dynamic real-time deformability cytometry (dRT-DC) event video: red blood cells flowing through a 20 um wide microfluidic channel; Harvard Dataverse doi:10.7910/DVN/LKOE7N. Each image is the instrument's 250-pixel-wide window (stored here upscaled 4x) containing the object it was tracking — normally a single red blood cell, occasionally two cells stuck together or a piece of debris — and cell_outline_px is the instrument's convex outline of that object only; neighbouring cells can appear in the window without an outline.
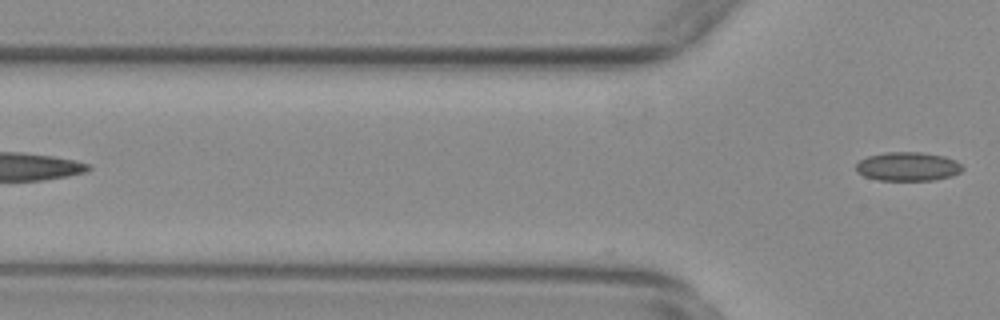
{"species": "common noctule bat (a hibernating species)", "species_latin": "Nyctalus noctula", "temperature_condition": "warm", "stored_images_in_passage": 3, "camera_frame_rate_fps": 3000, "um_per_image_px": 0.085, "animal": {"sex": "female", "body_mass_g": 29.2, "forearm_length_mm": 56.3}, "frame": {"image": 1, "passage_image": 3, "time_ms": 0.667, "image_size_px": [1000, 320], "cell_outline_px": [[964, 168], [960, 172], [952, 176], [932, 180], [880, 180], [864, 176], [856, 172], [856, 164], [860, 160], [868, 156], [884, 152], [924, 152], [944, 156], [956, 160]], "centroid_in_image_um": [77.17, 14.14], "position_along_channel_um": 48.6, "area_um2": 17.98}}